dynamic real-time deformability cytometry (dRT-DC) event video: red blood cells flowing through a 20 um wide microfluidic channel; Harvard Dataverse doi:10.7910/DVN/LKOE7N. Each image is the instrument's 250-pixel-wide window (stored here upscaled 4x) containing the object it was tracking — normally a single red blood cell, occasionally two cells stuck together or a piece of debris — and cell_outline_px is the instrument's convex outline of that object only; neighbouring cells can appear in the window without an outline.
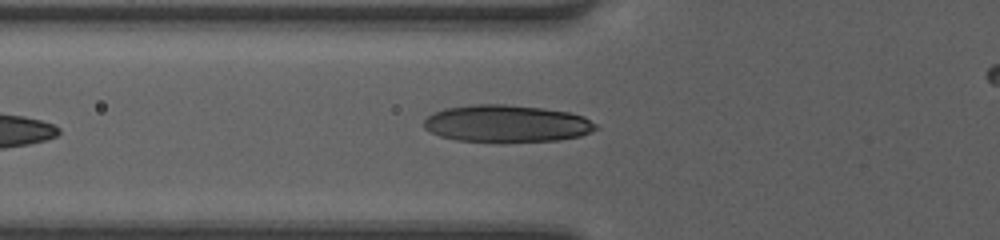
{"species": "human", "species_latin": "Homo sapiens", "temperature_condition": "room temperature", "stored_images_in_passage": 20, "camera_frame_rate_fps": 3000, "um_per_image_px": 0.085, "donor": {"sex": "female"}, "frame": {"image": 1, "passage_image": 2, "time_ms": 0.333, "image_size_px": [1000, 240], "cell_outline_px": [[596, 128], [588, 132], [576, 136], [556, 140], [460, 140], [444, 136], [432, 132], [424, 128], [424, 120], [428, 116], [436, 112], [448, 108], [488, 104], [496, 104], [540, 108], [568, 112], [580, 116], [588, 120]], "centroid_in_image_um": [43.02, 10.49], "position_along_channel_um": 82.8, "area_um2": 35.26}}
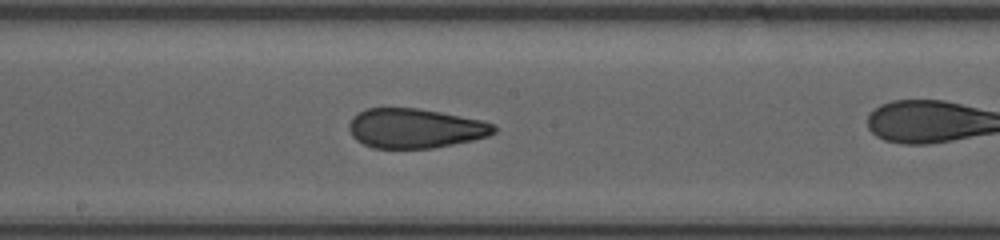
{"frame": {"image": 2, "passage_image": 8, "time_ms": 2.333, "image_size_px": [1000, 240], "cell_outline_px": [[496, 128], [492, 132], [484, 136], [468, 140], [428, 148], [376, 148], [364, 144], [352, 132], [352, 120], [360, 112], [368, 108], [412, 108], [436, 112], [476, 120], [492, 124]], "centroid_in_image_um": [35.25, 10.91], "position_along_channel_um": 213.0, "area_um2": 31.56}}
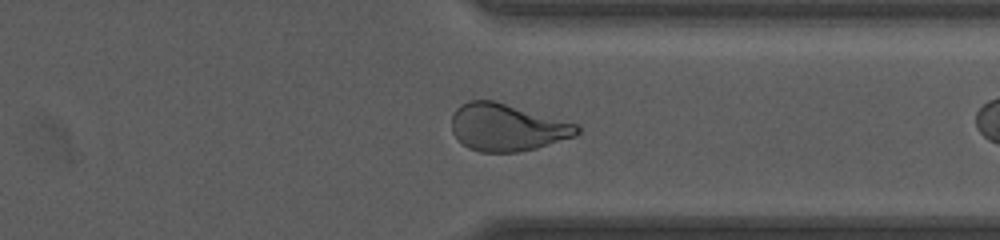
{"frame": {"image": 3, "passage_image": 19, "time_ms": 6.0, "image_size_px": [1000, 240], "cell_outline_px": [[580, 132], [572, 136], [532, 148], [516, 152], [480, 152], [464, 144], [452, 132], [452, 116], [464, 104], [472, 100], [492, 100], [576, 124], [580, 128]], "centroid_in_image_um": [43.07, 10.83], "position_along_channel_um": 368.3, "area_um2": 33.23}}